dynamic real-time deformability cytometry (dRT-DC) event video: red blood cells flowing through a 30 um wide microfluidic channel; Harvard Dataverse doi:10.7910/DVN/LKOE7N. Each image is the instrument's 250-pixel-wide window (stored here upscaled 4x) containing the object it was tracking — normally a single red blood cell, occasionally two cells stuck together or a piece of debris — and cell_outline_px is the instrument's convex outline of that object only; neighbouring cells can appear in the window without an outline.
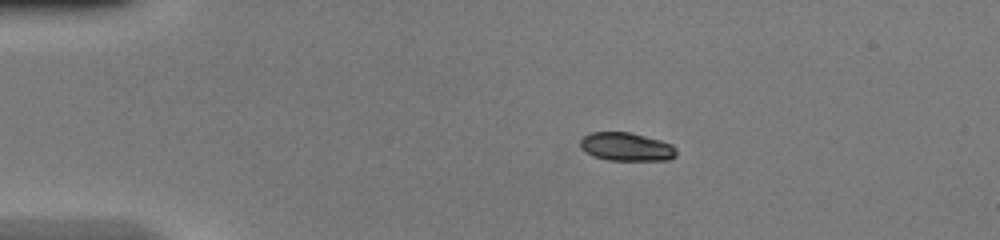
{"species": "common noctule bat (a hibernating species)", "species_latin": "Nyctalus noctula", "temperature_condition": "warm", "stored_images_in_passage": 5, "camera_frame_rate_fps": 3000, "um_per_image_px": 0.085, "animal": {"sex": "female", "body_mass_g": 20.0, "forearm_length_mm": 54.0}, "frame": {"image": 1, "passage_image": 1, "time_ms": 0.0, "image_size_px": [1000, 240], "cell_outline_px": [[676, 156], [668, 160], [608, 160], [592, 156], [584, 152], [580, 148], [580, 140], [584, 136], [592, 132], [632, 132], [660, 140], [672, 144], [676, 148]], "centroid_in_image_um": [53.23, 12.48], "position_along_channel_um": 31.8, "area_um2": 16.07}}